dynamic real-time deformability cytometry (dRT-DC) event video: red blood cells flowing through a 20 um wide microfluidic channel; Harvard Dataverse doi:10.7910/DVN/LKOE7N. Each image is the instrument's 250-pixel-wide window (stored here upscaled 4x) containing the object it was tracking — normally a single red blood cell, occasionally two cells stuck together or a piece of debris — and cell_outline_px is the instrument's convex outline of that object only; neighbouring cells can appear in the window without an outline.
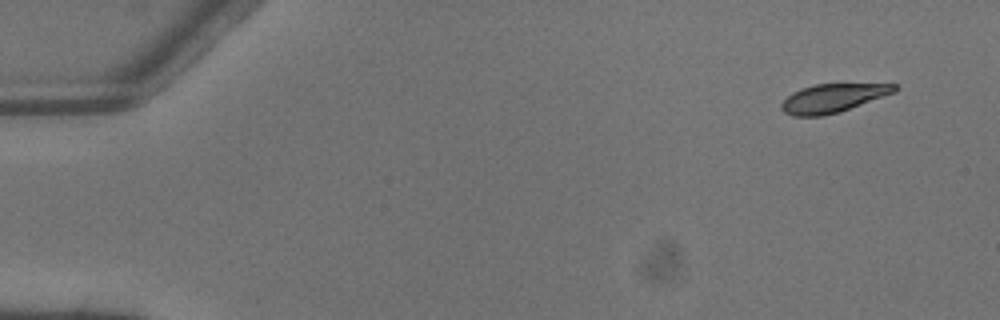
{"species": "common noctule bat (a hibernating species)", "species_latin": "Nyctalus noctula", "temperature_condition": "warm", "stored_images_in_passage": 4, "camera_frame_rate_fps": 3000, "um_per_image_px": 0.085, "animal": {"sex": "male", "body_mass_g": 13.3}, "frame": {"image": 1, "passage_image": 1, "time_ms": 0.0, "image_size_px": [1000, 320], "cell_outline_px": [[896, 92], [840, 112], [824, 116], [792, 116], [784, 112], [780, 108], [780, 104], [792, 92], [800, 88], [816, 84], [896, 84]], "centroid_in_image_um": [70.76, 8.35], "position_along_channel_um": 14.2, "area_um2": 18.84}}
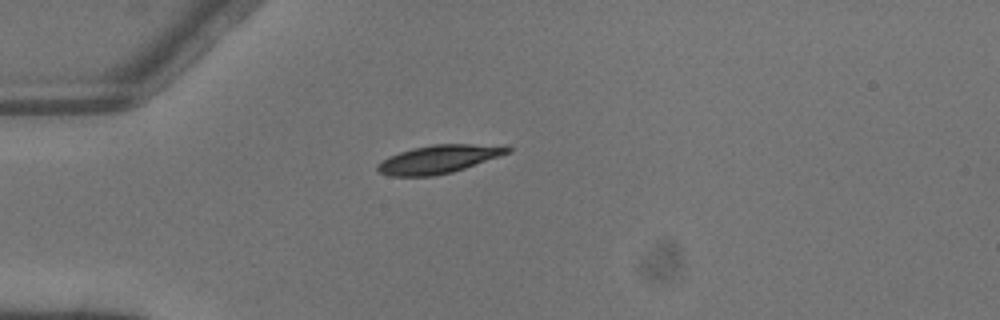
{"frame": {"image": 2, "passage_image": 3, "time_ms": 0.667, "image_size_px": [1000, 320], "cell_outline_px": [[512, 152], [452, 172], [432, 176], [388, 176], [380, 172], [376, 168], [376, 164], [388, 156], [412, 148], [432, 144], [504, 144], [512, 148]], "centroid_in_image_um": [37.33, 13.51], "position_along_channel_um": 47.7, "area_um2": 21.62}}